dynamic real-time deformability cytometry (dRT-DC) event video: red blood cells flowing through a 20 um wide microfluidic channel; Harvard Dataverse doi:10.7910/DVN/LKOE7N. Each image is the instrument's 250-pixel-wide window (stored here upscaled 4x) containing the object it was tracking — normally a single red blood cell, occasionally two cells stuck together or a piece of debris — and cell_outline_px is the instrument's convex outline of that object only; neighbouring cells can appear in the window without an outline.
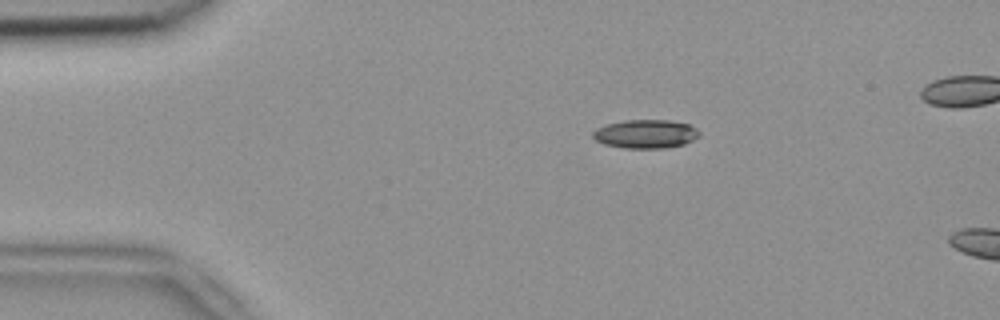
{"species": "common noctule bat (a hibernating species)", "species_latin": "Nyctalus noctula", "temperature_condition": "room temperature", "stored_images_in_passage": 2, "camera_frame_rate_fps": 3000, "um_per_image_px": 0.085, "animal": {"sex": "female", "body_mass_g": 18.4}, "frame": {"image": 1, "passage_image": 1, "time_ms": 0.0, "image_size_px": [1000, 320], "cell_outline_px": [[700, 136], [684, 144], [664, 148], [624, 148], [604, 144], [596, 140], [592, 136], [592, 132], [596, 128], [608, 124], [624, 120], [668, 120], [692, 124], [700, 132]], "centroid_in_image_um": [54.9, 11.38], "position_along_channel_um": 30.1, "area_um2": 17.86}}